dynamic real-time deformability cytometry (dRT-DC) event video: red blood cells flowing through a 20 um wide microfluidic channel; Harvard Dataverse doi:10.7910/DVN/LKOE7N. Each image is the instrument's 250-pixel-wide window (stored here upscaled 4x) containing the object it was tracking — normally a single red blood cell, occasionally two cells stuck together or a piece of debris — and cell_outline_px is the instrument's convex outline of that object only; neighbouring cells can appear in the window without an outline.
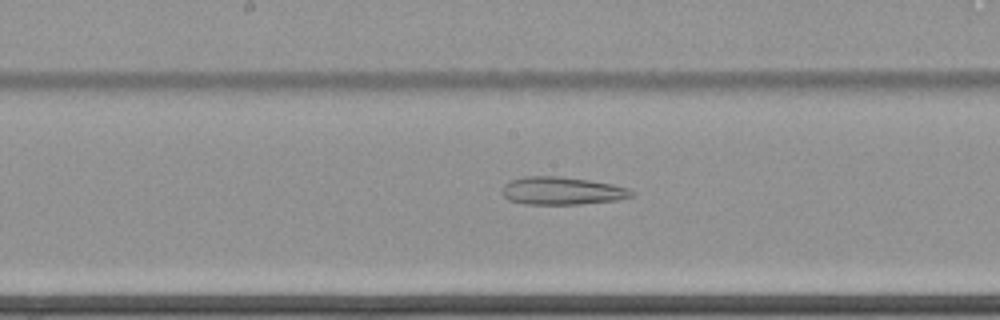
{"species": "common noctule bat (a hibernating species)", "species_latin": "Nyctalus noctula", "temperature_condition": "cold", "stored_images_in_passage": 64, "camera_frame_rate_fps": 3000, "um_per_image_px": 0.085, "animal": {"sex": "female", "body_mass_g": 22.7, "forearm_length_mm": 54.2}, "frame": {"image": 1, "passage_image": 36, "time_ms": 11.667, "image_size_px": [1000, 320], "cell_outline_px": [[636, 192], [632, 196], [616, 200], [580, 204], [524, 204], [508, 200], [500, 192], [500, 188], [508, 180], [524, 176], [560, 176], [588, 180], [612, 184], [628, 188]], "centroid_in_image_um": [47.7, 16.21], "position_along_channel_um": 200.5, "area_um2": 21.21}}
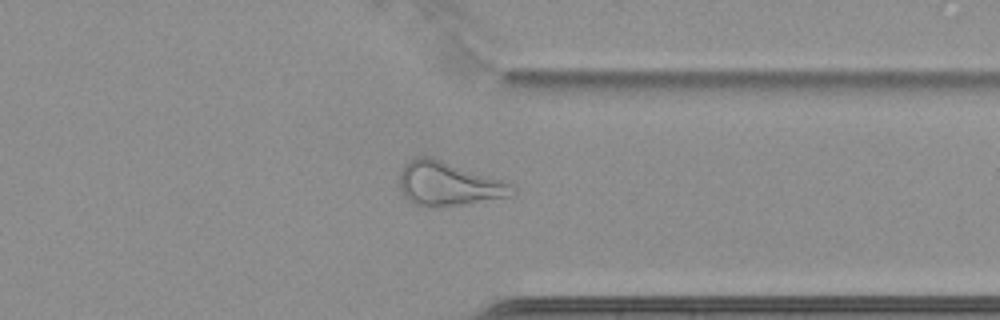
{"frame": {"image": 2, "passage_image": 51, "time_ms": 16.667, "image_size_px": [1000, 320], "cell_outline_px": [[516, 192], [512, 196], [464, 204], [424, 208], [408, 200], [404, 196], [400, 188], [400, 172], [404, 164], [408, 160], [416, 156], [432, 156], [504, 180], [512, 184]], "centroid_in_image_um": [38.11, 15.61], "position_along_channel_um": 373.3, "area_um2": 29.3}}